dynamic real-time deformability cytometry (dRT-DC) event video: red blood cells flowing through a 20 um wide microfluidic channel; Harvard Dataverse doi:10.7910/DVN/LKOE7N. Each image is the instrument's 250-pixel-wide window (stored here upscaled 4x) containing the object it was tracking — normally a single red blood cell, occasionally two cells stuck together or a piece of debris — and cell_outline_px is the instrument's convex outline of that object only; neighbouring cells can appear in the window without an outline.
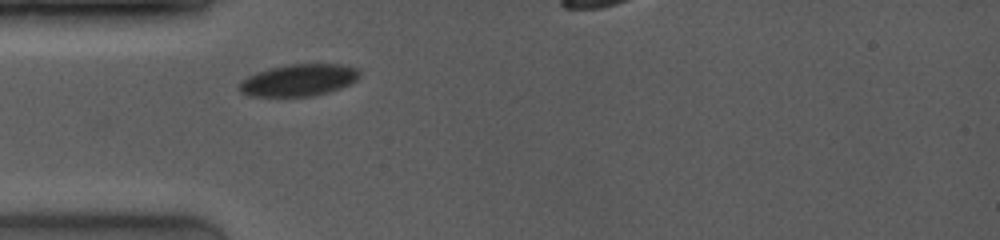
{"species": "common noctule bat (a hibernating species)", "species_latin": "Nyctalus noctula", "temperature_condition": "room temperature", "stored_images_in_passage": 19, "camera_frame_rate_fps": 4000, "um_per_image_px": 0.085, "animal": {"sex": "female", "body_mass_g": 19.0, "forearm_length_mm": 53.3}, "frame": {"image": 1, "passage_image": 1, "time_ms": 0.0, "image_size_px": [1000, 240], "cell_outline_px": [[360, 76], [352, 84], [328, 92], [312, 96], [248, 96], [240, 92], [236, 88], [240, 80], [256, 72], [268, 68], [288, 64], [340, 64], [360, 68]], "centroid_in_image_um": [25.37, 6.81], "position_along_channel_um": 59.6, "area_um2": 22.77}}
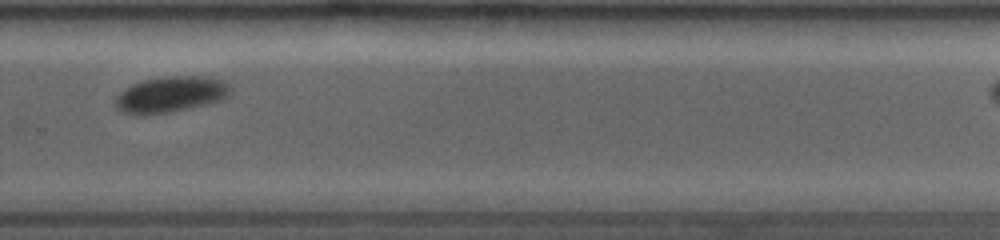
{"frame": {"image": 2, "passage_image": 11, "time_ms": 6.5, "image_size_px": [1000, 240], "cell_outline_px": [[232, 88], [228, 96], [220, 100], [172, 112], [144, 116], [136, 116], [120, 112], [116, 108], [116, 96], [124, 88], [132, 84], [144, 80], [168, 76], [208, 76], [224, 80]], "centroid_in_image_um": [14.48, 8.04], "position_along_channel_um": 315.3, "area_um2": 24.45}}
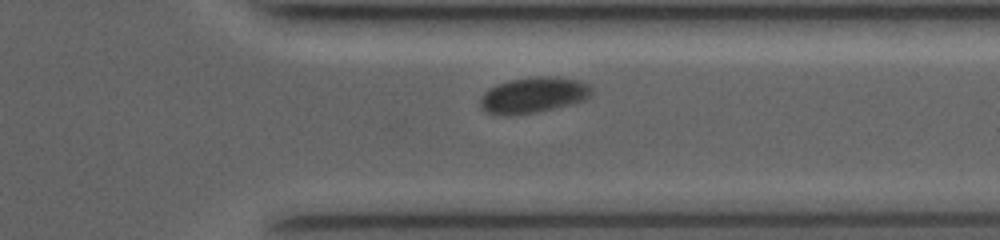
{"frame": {"image": 3, "passage_image": 13, "time_ms": 7.75, "image_size_px": [1000, 240], "cell_outline_px": [[592, 96], [584, 100], [572, 104], [536, 112], [512, 116], [504, 116], [484, 112], [480, 108], [480, 100], [484, 92], [488, 88], [496, 84], [512, 80], [540, 76], [548, 76], [580, 80], [588, 84], [592, 88]], "centroid_in_image_um": [45.32, 8.1], "position_along_channel_um": 366.1, "area_um2": 23.47}}